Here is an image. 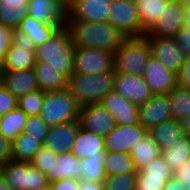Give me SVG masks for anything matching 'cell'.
Segmentation results:
<instances>
[{"mask_svg":"<svg viewBox=\"0 0 190 190\" xmlns=\"http://www.w3.org/2000/svg\"><path fill=\"white\" fill-rule=\"evenodd\" d=\"M75 48H97L113 54L120 48L126 38L109 22H86L66 20Z\"/></svg>","mask_w":190,"mask_h":190,"instance_id":"1","label":"cell"},{"mask_svg":"<svg viewBox=\"0 0 190 190\" xmlns=\"http://www.w3.org/2000/svg\"><path fill=\"white\" fill-rule=\"evenodd\" d=\"M74 45L66 26L58 29L53 36L35 49L36 62L48 64L67 78L74 74Z\"/></svg>","mask_w":190,"mask_h":190,"instance_id":"2","label":"cell"},{"mask_svg":"<svg viewBox=\"0 0 190 190\" xmlns=\"http://www.w3.org/2000/svg\"><path fill=\"white\" fill-rule=\"evenodd\" d=\"M115 70L101 74L74 73L68 78L67 89L71 97L80 105L100 103L114 90Z\"/></svg>","mask_w":190,"mask_h":190,"instance_id":"3","label":"cell"},{"mask_svg":"<svg viewBox=\"0 0 190 190\" xmlns=\"http://www.w3.org/2000/svg\"><path fill=\"white\" fill-rule=\"evenodd\" d=\"M150 56L151 50L146 35L126 37L114 53L115 73L143 76Z\"/></svg>","mask_w":190,"mask_h":190,"instance_id":"4","label":"cell"},{"mask_svg":"<svg viewBox=\"0 0 190 190\" xmlns=\"http://www.w3.org/2000/svg\"><path fill=\"white\" fill-rule=\"evenodd\" d=\"M80 105L71 97L67 88L44 95L40 117L49 127L78 119Z\"/></svg>","mask_w":190,"mask_h":190,"instance_id":"5","label":"cell"},{"mask_svg":"<svg viewBox=\"0 0 190 190\" xmlns=\"http://www.w3.org/2000/svg\"><path fill=\"white\" fill-rule=\"evenodd\" d=\"M0 173L13 190H40L49 186L45 173L29 162L9 161L1 165Z\"/></svg>","mask_w":190,"mask_h":190,"instance_id":"6","label":"cell"},{"mask_svg":"<svg viewBox=\"0 0 190 190\" xmlns=\"http://www.w3.org/2000/svg\"><path fill=\"white\" fill-rule=\"evenodd\" d=\"M108 22L126 37L145 35L142 32L135 0H112Z\"/></svg>","mask_w":190,"mask_h":190,"instance_id":"7","label":"cell"},{"mask_svg":"<svg viewBox=\"0 0 190 190\" xmlns=\"http://www.w3.org/2000/svg\"><path fill=\"white\" fill-rule=\"evenodd\" d=\"M74 73L101 74L114 69V54L97 48H74Z\"/></svg>","mask_w":190,"mask_h":190,"instance_id":"8","label":"cell"},{"mask_svg":"<svg viewBox=\"0 0 190 190\" xmlns=\"http://www.w3.org/2000/svg\"><path fill=\"white\" fill-rule=\"evenodd\" d=\"M112 0H66V20L108 22Z\"/></svg>","mask_w":190,"mask_h":190,"instance_id":"9","label":"cell"},{"mask_svg":"<svg viewBox=\"0 0 190 190\" xmlns=\"http://www.w3.org/2000/svg\"><path fill=\"white\" fill-rule=\"evenodd\" d=\"M185 24V4L167 2L158 21L145 34L147 37H175Z\"/></svg>","mask_w":190,"mask_h":190,"instance_id":"10","label":"cell"},{"mask_svg":"<svg viewBox=\"0 0 190 190\" xmlns=\"http://www.w3.org/2000/svg\"><path fill=\"white\" fill-rule=\"evenodd\" d=\"M77 120L80 129L103 137L116 126L114 117L100 103L80 106Z\"/></svg>","mask_w":190,"mask_h":190,"instance_id":"11","label":"cell"},{"mask_svg":"<svg viewBox=\"0 0 190 190\" xmlns=\"http://www.w3.org/2000/svg\"><path fill=\"white\" fill-rule=\"evenodd\" d=\"M147 131L141 124H116L115 128L104 137L105 151L130 153Z\"/></svg>","mask_w":190,"mask_h":190,"instance_id":"12","label":"cell"},{"mask_svg":"<svg viewBox=\"0 0 190 190\" xmlns=\"http://www.w3.org/2000/svg\"><path fill=\"white\" fill-rule=\"evenodd\" d=\"M173 175L163 157H157L137 171L135 190H163Z\"/></svg>","mask_w":190,"mask_h":190,"instance_id":"13","label":"cell"},{"mask_svg":"<svg viewBox=\"0 0 190 190\" xmlns=\"http://www.w3.org/2000/svg\"><path fill=\"white\" fill-rule=\"evenodd\" d=\"M147 40L150 46L151 55L158 59L166 69L178 74L185 56L175 37H147Z\"/></svg>","mask_w":190,"mask_h":190,"instance_id":"14","label":"cell"},{"mask_svg":"<svg viewBox=\"0 0 190 190\" xmlns=\"http://www.w3.org/2000/svg\"><path fill=\"white\" fill-rule=\"evenodd\" d=\"M143 78L153 94H169L177 86V74L152 55L148 59Z\"/></svg>","mask_w":190,"mask_h":190,"instance_id":"15","label":"cell"},{"mask_svg":"<svg viewBox=\"0 0 190 190\" xmlns=\"http://www.w3.org/2000/svg\"><path fill=\"white\" fill-rule=\"evenodd\" d=\"M28 16L44 24L65 26L66 0H28Z\"/></svg>","mask_w":190,"mask_h":190,"instance_id":"16","label":"cell"},{"mask_svg":"<svg viewBox=\"0 0 190 190\" xmlns=\"http://www.w3.org/2000/svg\"><path fill=\"white\" fill-rule=\"evenodd\" d=\"M114 91L137 106H141L153 96L143 76L129 74L115 73Z\"/></svg>","mask_w":190,"mask_h":190,"instance_id":"17","label":"cell"},{"mask_svg":"<svg viewBox=\"0 0 190 190\" xmlns=\"http://www.w3.org/2000/svg\"><path fill=\"white\" fill-rule=\"evenodd\" d=\"M139 124L149 130L163 121L172 119L168 94H153V96L138 109Z\"/></svg>","mask_w":190,"mask_h":190,"instance_id":"18","label":"cell"},{"mask_svg":"<svg viewBox=\"0 0 190 190\" xmlns=\"http://www.w3.org/2000/svg\"><path fill=\"white\" fill-rule=\"evenodd\" d=\"M100 104L114 117L116 124L136 125L139 124V106L130 100L116 93L114 90L109 92Z\"/></svg>","mask_w":190,"mask_h":190,"instance_id":"19","label":"cell"},{"mask_svg":"<svg viewBox=\"0 0 190 190\" xmlns=\"http://www.w3.org/2000/svg\"><path fill=\"white\" fill-rule=\"evenodd\" d=\"M45 175L49 184L67 178L81 180V161L72 152L51 154L50 170Z\"/></svg>","mask_w":190,"mask_h":190,"instance_id":"20","label":"cell"},{"mask_svg":"<svg viewBox=\"0 0 190 190\" xmlns=\"http://www.w3.org/2000/svg\"><path fill=\"white\" fill-rule=\"evenodd\" d=\"M0 84L17 100L32 91L39 89L34 68L28 70H1Z\"/></svg>","mask_w":190,"mask_h":190,"instance_id":"21","label":"cell"},{"mask_svg":"<svg viewBox=\"0 0 190 190\" xmlns=\"http://www.w3.org/2000/svg\"><path fill=\"white\" fill-rule=\"evenodd\" d=\"M79 129L78 120L52 126L48 131L43 146L56 154L71 152Z\"/></svg>","mask_w":190,"mask_h":190,"instance_id":"22","label":"cell"},{"mask_svg":"<svg viewBox=\"0 0 190 190\" xmlns=\"http://www.w3.org/2000/svg\"><path fill=\"white\" fill-rule=\"evenodd\" d=\"M71 152L79 159L105 157L104 137L84 129H79Z\"/></svg>","mask_w":190,"mask_h":190,"instance_id":"23","label":"cell"},{"mask_svg":"<svg viewBox=\"0 0 190 190\" xmlns=\"http://www.w3.org/2000/svg\"><path fill=\"white\" fill-rule=\"evenodd\" d=\"M148 132L162 151L170 149L185 136L181 122L173 118L151 127Z\"/></svg>","mask_w":190,"mask_h":190,"instance_id":"24","label":"cell"},{"mask_svg":"<svg viewBox=\"0 0 190 190\" xmlns=\"http://www.w3.org/2000/svg\"><path fill=\"white\" fill-rule=\"evenodd\" d=\"M34 71L38 87L45 93L63 90L67 87L68 78L48 67L46 63L36 62Z\"/></svg>","mask_w":190,"mask_h":190,"instance_id":"25","label":"cell"},{"mask_svg":"<svg viewBox=\"0 0 190 190\" xmlns=\"http://www.w3.org/2000/svg\"><path fill=\"white\" fill-rule=\"evenodd\" d=\"M137 171L162 155V150L151 134L147 131L139 143L130 152Z\"/></svg>","mask_w":190,"mask_h":190,"instance_id":"26","label":"cell"},{"mask_svg":"<svg viewBox=\"0 0 190 190\" xmlns=\"http://www.w3.org/2000/svg\"><path fill=\"white\" fill-rule=\"evenodd\" d=\"M35 63V51H26L23 48L11 44L0 65V69L14 71L28 70L34 68Z\"/></svg>","mask_w":190,"mask_h":190,"instance_id":"27","label":"cell"},{"mask_svg":"<svg viewBox=\"0 0 190 190\" xmlns=\"http://www.w3.org/2000/svg\"><path fill=\"white\" fill-rule=\"evenodd\" d=\"M62 27L64 26L44 24L27 15L22 19L17 29L27 34L29 39L33 41L37 47L50 39L53 34Z\"/></svg>","mask_w":190,"mask_h":190,"instance_id":"28","label":"cell"},{"mask_svg":"<svg viewBox=\"0 0 190 190\" xmlns=\"http://www.w3.org/2000/svg\"><path fill=\"white\" fill-rule=\"evenodd\" d=\"M28 15V0H0V24L17 29Z\"/></svg>","mask_w":190,"mask_h":190,"instance_id":"29","label":"cell"},{"mask_svg":"<svg viewBox=\"0 0 190 190\" xmlns=\"http://www.w3.org/2000/svg\"><path fill=\"white\" fill-rule=\"evenodd\" d=\"M27 118V114L17 106L0 117V134L12 142L24 132Z\"/></svg>","mask_w":190,"mask_h":190,"instance_id":"30","label":"cell"},{"mask_svg":"<svg viewBox=\"0 0 190 190\" xmlns=\"http://www.w3.org/2000/svg\"><path fill=\"white\" fill-rule=\"evenodd\" d=\"M142 32L146 34L158 21L167 0H135Z\"/></svg>","mask_w":190,"mask_h":190,"instance_id":"31","label":"cell"},{"mask_svg":"<svg viewBox=\"0 0 190 190\" xmlns=\"http://www.w3.org/2000/svg\"><path fill=\"white\" fill-rule=\"evenodd\" d=\"M42 147L43 142L39 138L23 132L12 141L13 160L30 162Z\"/></svg>","mask_w":190,"mask_h":190,"instance_id":"32","label":"cell"},{"mask_svg":"<svg viewBox=\"0 0 190 190\" xmlns=\"http://www.w3.org/2000/svg\"><path fill=\"white\" fill-rule=\"evenodd\" d=\"M104 168L108 177L121 173H137L131 154L124 152H106Z\"/></svg>","mask_w":190,"mask_h":190,"instance_id":"33","label":"cell"},{"mask_svg":"<svg viewBox=\"0 0 190 190\" xmlns=\"http://www.w3.org/2000/svg\"><path fill=\"white\" fill-rule=\"evenodd\" d=\"M168 101L174 120L181 122L190 116V90L176 86L168 94Z\"/></svg>","mask_w":190,"mask_h":190,"instance_id":"34","label":"cell"},{"mask_svg":"<svg viewBox=\"0 0 190 190\" xmlns=\"http://www.w3.org/2000/svg\"><path fill=\"white\" fill-rule=\"evenodd\" d=\"M161 156L175 173L182 163L190 158V137L184 136L170 149L162 151Z\"/></svg>","mask_w":190,"mask_h":190,"instance_id":"35","label":"cell"},{"mask_svg":"<svg viewBox=\"0 0 190 190\" xmlns=\"http://www.w3.org/2000/svg\"><path fill=\"white\" fill-rule=\"evenodd\" d=\"M81 161V180L103 182L107 177L104 168V157H86Z\"/></svg>","mask_w":190,"mask_h":190,"instance_id":"36","label":"cell"},{"mask_svg":"<svg viewBox=\"0 0 190 190\" xmlns=\"http://www.w3.org/2000/svg\"><path fill=\"white\" fill-rule=\"evenodd\" d=\"M44 95L45 92L40 89L29 92L17 100V106L23 110L27 116H40Z\"/></svg>","mask_w":190,"mask_h":190,"instance_id":"37","label":"cell"},{"mask_svg":"<svg viewBox=\"0 0 190 190\" xmlns=\"http://www.w3.org/2000/svg\"><path fill=\"white\" fill-rule=\"evenodd\" d=\"M137 173L117 174L107 176L104 181V190H135Z\"/></svg>","mask_w":190,"mask_h":190,"instance_id":"38","label":"cell"},{"mask_svg":"<svg viewBox=\"0 0 190 190\" xmlns=\"http://www.w3.org/2000/svg\"><path fill=\"white\" fill-rule=\"evenodd\" d=\"M50 127L40 116H28L24 133L39 138L43 143Z\"/></svg>","mask_w":190,"mask_h":190,"instance_id":"39","label":"cell"},{"mask_svg":"<svg viewBox=\"0 0 190 190\" xmlns=\"http://www.w3.org/2000/svg\"><path fill=\"white\" fill-rule=\"evenodd\" d=\"M51 154L56 153L43 146L29 163L38 168L42 173H45L47 170H50Z\"/></svg>","mask_w":190,"mask_h":190,"instance_id":"40","label":"cell"},{"mask_svg":"<svg viewBox=\"0 0 190 190\" xmlns=\"http://www.w3.org/2000/svg\"><path fill=\"white\" fill-rule=\"evenodd\" d=\"M17 107V99L0 84V117Z\"/></svg>","mask_w":190,"mask_h":190,"instance_id":"41","label":"cell"},{"mask_svg":"<svg viewBox=\"0 0 190 190\" xmlns=\"http://www.w3.org/2000/svg\"><path fill=\"white\" fill-rule=\"evenodd\" d=\"M14 28L0 24V65L7 53L8 47L12 44Z\"/></svg>","mask_w":190,"mask_h":190,"instance_id":"42","label":"cell"},{"mask_svg":"<svg viewBox=\"0 0 190 190\" xmlns=\"http://www.w3.org/2000/svg\"><path fill=\"white\" fill-rule=\"evenodd\" d=\"M177 86L190 90V57H185L177 74Z\"/></svg>","mask_w":190,"mask_h":190,"instance_id":"43","label":"cell"},{"mask_svg":"<svg viewBox=\"0 0 190 190\" xmlns=\"http://www.w3.org/2000/svg\"><path fill=\"white\" fill-rule=\"evenodd\" d=\"M12 44L23 48L26 51H35L36 49L34 42L29 39L28 35L19 31L18 29H14L13 31Z\"/></svg>","mask_w":190,"mask_h":190,"instance_id":"44","label":"cell"},{"mask_svg":"<svg viewBox=\"0 0 190 190\" xmlns=\"http://www.w3.org/2000/svg\"><path fill=\"white\" fill-rule=\"evenodd\" d=\"M175 39L184 53V56L190 57V30L183 26L175 36Z\"/></svg>","mask_w":190,"mask_h":190,"instance_id":"45","label":"cell"},{"mask_svg":"<svg viewBox=\"0 0 190 190\" xmlns=\"http://www.w3.org/2000/svg\"><path fill=\"white\" fill-rule=\"evenodd\" d=\"M13 160L12 142L0 134V164Z\"/></svg>","mask_w":190,"mask_h":190,"instance_id":"46","label":"cell"},{"mask_svg":"<svg viewBox=\"0 0 190 190\" xmlns=\"http://www.w3.org/2000/svg\"><path fill=\"white\" fill-rule=\"evenodd\" d=\"M174 176L185 188H190V158L182 163L179 169L174 173Z\"/></svg>","mask_w":190,"mask_h":190,"instance_id":"47","label":"cell"},{"mask_svg":"<svg viewBox=\"0 0 190 190\" xmlns=\"http://www.w3.org/2000/svg\"><path fill=\"white\" fill-rule=\"evenodd\" d=\"M79 183L80 180L67 178L55 181L53 183H50L49 185L52 190H78Z\"/></svg>","mask_w":190,"mask_h":190,"instance_id":"48","label":"cell"},{"mask_svg":"<svg viewBox=\"0 0 190 190\" xmlns=\"http://www.w3.org/2000/svg\"><path fill=\"white\" fill-rule=\"evenodd\" d=\"M78 190H104L103 182L80 180Z\"/></svg>","mask_w":190,"mask_h":190,"instance_id":"49","label":"cell"},{"mask_svg":"<svg viewBox=\"0 0 190 190\" xmlns=\"http://www.w3.org/2000/svg\"><path fill=\"white\" fill-rule=\"evenodd\" d=\"M163 190H185L184 185L173 175L166 183Z\"/></svg>","mask_w":190,"mask_h":190,"instance_id":"50","label":"cell"},{"mask_svg":"<svg viewBox=\"0 0 190 190\" xmlns=\"http://www.w3.org/2000/svg\"><path fill=\"white\" fill-rule=\"evenodd\" d=\"M181 125L185 136L190 137V116L186 117L183 121H181Z\"/></svg>","mask_w":190,"mask_h":190,"instance_id":"51","label":"cell"},{"mask_svg":"<svg viewBox=\"0 0 190 190\" xmlns=\"http://www.w3.org/2000/svg\"><path fill=\"white\" fill-rule=\"evenodd\" d=\"M184 27L190 30V2L185 4V24Z\"/></svg>","mask_w":190,"mask_h":190,"instance_id":"52","label":"cell"},{"mask_svg":"<svg viewBox=\"0 0 190 190\" xmlns=\"http://www.w3.org/2000/svg\"><path fill=\"white\" fill-rule=\"evenodd\" d=\"M0 190H13L0 173Z\"/></svg>","mask_w":190,"mask_h":190,"instance_id":"53","label":"cell"},{"mask_svg":"<svg viewBox=\"0 0 190 190\" xmlns=\"http://www.w3.org/2000/svg\"><path fill=\"white\" fill-rule=\"evenodd\" d=\"M168 2H175V3H181L185 4V0H167Z\"/></svg>","mask_w":190,"mask_h":190,"instance_id":"54","label":"cell"},{"mask_svg":"<svg viewBox=\"0 0 190 190\" xmlns=\"http://www.w3.org/2000/svg\"><path fill=\"white\" fill-rule=\"evenodd\" d=\"M40 190H52V189H51V187H50V185H49V186H47L46 188H43V189H40Z\"/></svg>","mask_w":190,"mask_h":190,"instance_id":"55","label":"cell"}]
</instances>
